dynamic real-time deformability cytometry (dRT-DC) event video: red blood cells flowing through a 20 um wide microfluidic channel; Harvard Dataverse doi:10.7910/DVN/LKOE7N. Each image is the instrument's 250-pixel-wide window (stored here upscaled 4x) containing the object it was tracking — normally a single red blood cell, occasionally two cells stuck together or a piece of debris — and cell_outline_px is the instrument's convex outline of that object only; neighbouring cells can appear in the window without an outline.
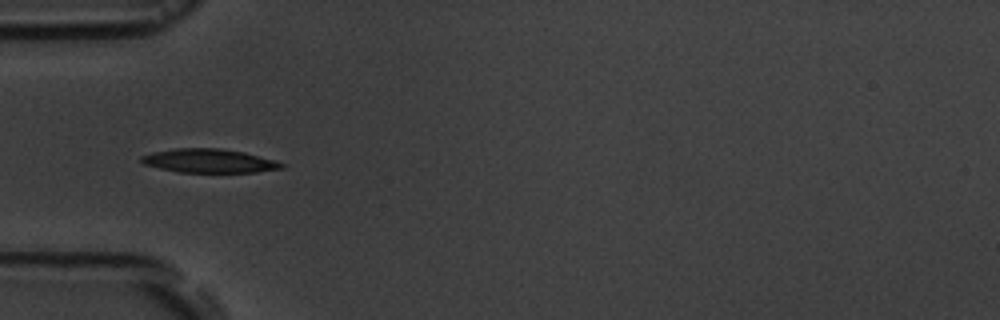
{"species": "common noctule bat (a hibernating species)", "species_latin": "Nyctalus noctula", "temperature_condition": "room temperature", "stored_images_in_passage": 5, "camera_frame_rate_fps": 3000, "um_per_image_px": 0.085, "animal": {"sex": "male", "body_mass_g": 19.5, "forearm_length_mm": 54.6}, "frame": {"image": 1, "passage_image": 3, "time_ms": 3.0, "image_size_px": [1000, 320], "cell_outline_px": [[284, 168], [256, 172], [180, 172], [160, 168], [144, 164], [140, 160], [140, 156], [152, 152], [176, 148], [220, 148], [244, 152], [272, 160], [284, 164]], "centroid_in_image_um": [17.74, 13.67], "position_along_channel_um": 67.3, "area_um2": 19.25}}
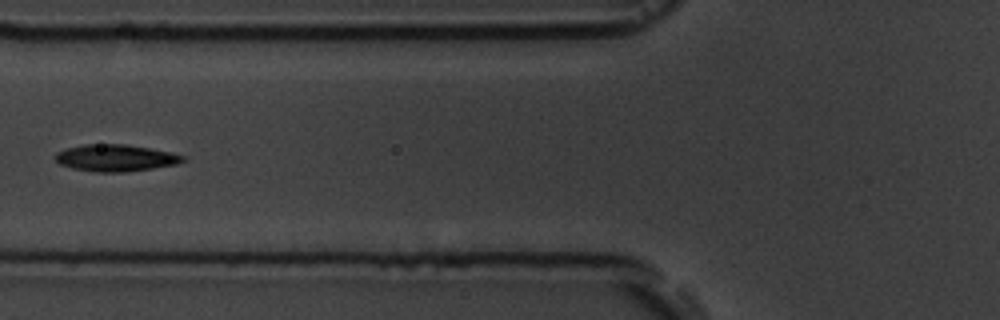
{"frame": {"image": 2, "passage_image": 4, "time_ms": 4.333, "image_size_px": [1000, 320], "cell_outline_px": [[188, 156], [184, 160], [176, 164], [152, 168], [124, 172], [92, 172], [72, 168], [60, 164], [52, 156], [56, 152], [64, 148], [84, 144], [128, 144], [172, 152]], "centroid_in_image_um": [9.8, 13.41], "position_along_channel_um": 116.0, "area_um2": 20.23}}
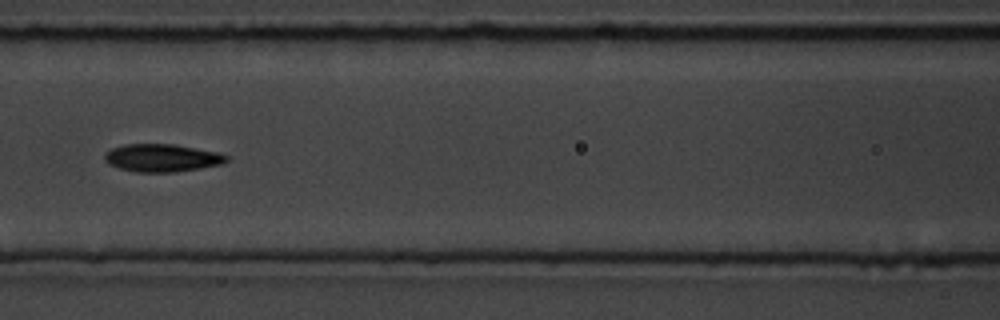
{"frame": {"image": 3, "passage_image": 5, "time_ms": 5.333, "image_size_px": [1000, 320], "cell_outline_px": [[228, 160], [220, 164], [200, 168], [176, 172], [136, 172], [120, 168], [108, 164], [104, 160], [104, 152], [112, 148], [124, 144], [172, 144], [216, 152], [228, 156]], "centroid_in_image_um": [13.71, 13.42], "position_along_channel_um": 152.9, "area_um2": 19.59}}